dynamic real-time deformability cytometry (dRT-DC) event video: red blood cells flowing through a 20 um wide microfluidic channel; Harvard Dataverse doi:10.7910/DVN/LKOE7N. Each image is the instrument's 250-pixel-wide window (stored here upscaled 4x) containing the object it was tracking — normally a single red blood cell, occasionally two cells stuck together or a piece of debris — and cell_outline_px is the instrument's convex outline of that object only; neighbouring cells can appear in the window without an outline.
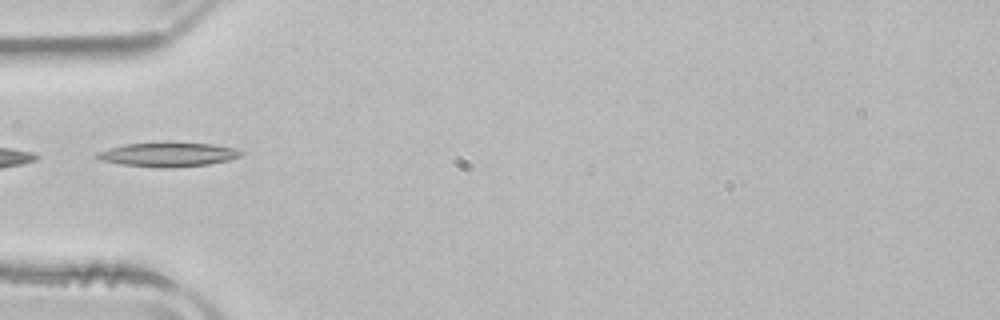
{"species": "common noctule bat (a hibernating species)", "species_latin": "Nyctalus noctula", "temperature_condition": "room temperature", "stored_images_in_passage": 2, "camera_frame_rate_fps": 3000, "um_per_image_px": 0.085, "animal": {"sex": "male", "body_mass_g": 21.5, "forearm_length_mm": 52.0}, "frame": {"image": 1, "passage_image": 2, "time_ms": 1.333, "image_size_px": [1000, 320], "cell_outline_px": [[244, 152], [240, 156], [228, 160], [208, 164], [172, 168], [164, 168], [120, 164], [100, 160], [92, 156], [96, 152], [108, 148], [128, 144], [212, 144], [236, 148]], "centroid_in_image_um": [14.25, 13.16], "position_along_channel_um": 70.7, "area_um2": 19.83}}